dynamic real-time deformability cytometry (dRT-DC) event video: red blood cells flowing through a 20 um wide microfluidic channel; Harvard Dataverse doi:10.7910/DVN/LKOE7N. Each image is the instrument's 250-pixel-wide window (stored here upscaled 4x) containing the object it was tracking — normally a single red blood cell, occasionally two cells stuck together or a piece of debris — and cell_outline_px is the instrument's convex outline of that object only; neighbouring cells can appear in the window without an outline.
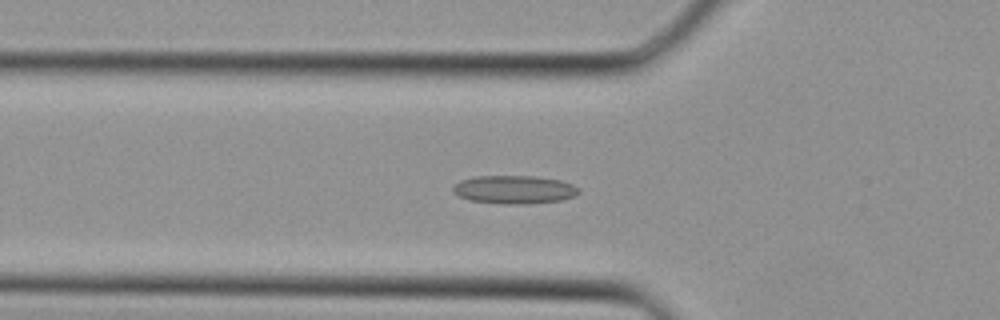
{"species": "Egyptian fruit bat (a non-hibernating species)", "species_latin": "Rousettus aegyptiacus", "temperature_condition": "cold", "stored_images_in_passage": 35, "camera_frame_rate_fps": 3000, "um_per_image_px": 0.085, "animal": {"sex": "female"}, "frame": {"image": 1, "passage_image": 11, "time_ms": 3.333, "image_size_px": [1000, 320], "cell_outline_px": [[580, 192], [576, 196], [560, 200], [524, 204], [504, 204], [468, 200], [452, 192], [452, 188], [460, 180], [476, 176], [536, 176], [560, 180], [572, 184], [580, 188]], "centroid_in_image_um": [43.72, 16.11], "position_along_channel_um": 82.1, "area_um2": 20.81}}
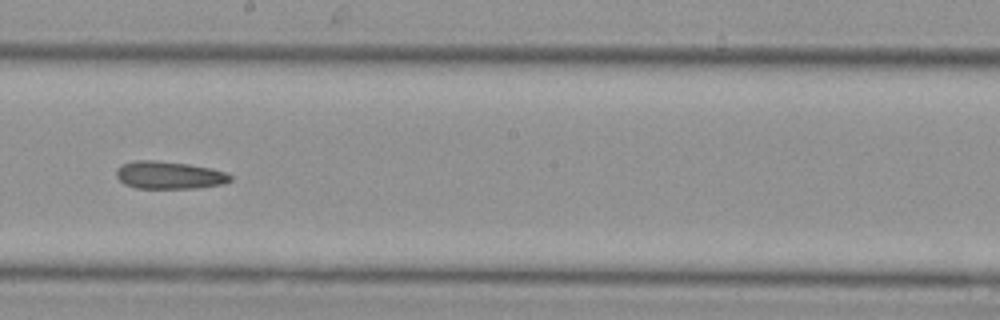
{"frame": {"image": 2, "passage_image": 19, "time_ms": 6.0, "image_size_px": [1000, 320], "cell_outline_px": [[232, 180], [224, 184], [200, 188], [136, 188], [124, 184], [116, 176], [116, 168], [120, 164], [132, 160], [156, 160], [188, 164], [208, 168], [224, 172], [232, 176]], "centroid_in_image_um": [14.34, 14.88], "position_along_channel_um": 233.9, "area_um2": 18.5}}
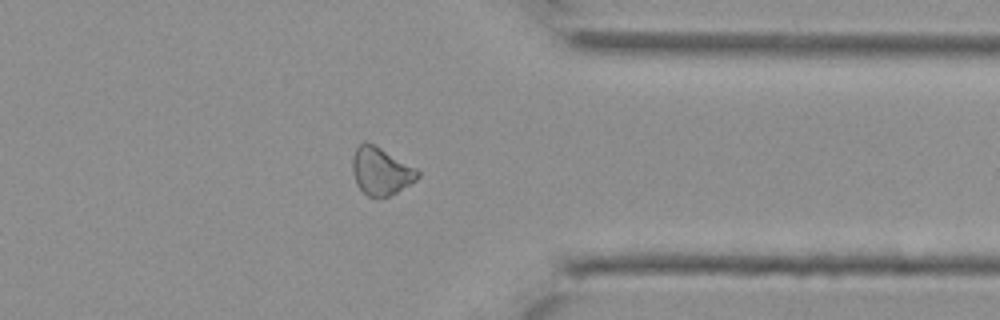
{"frame": {"image": 3, "passage_image": 27, "time_ms": 8.667, "image_size_px": [1000, 320], "cell_outline_px": [[420, 176], [416, 180], [396, 192], [388, 196], [368, 196], [356, 184], [352, 168], [352, 156], [356, 148], [364, 140], [380, 148], [416, 168], [420, 172]], "centroid_in_image_um": [32.36, 14.53], "position_along_channel_um": 379.0, "area_um2": 17.74}}